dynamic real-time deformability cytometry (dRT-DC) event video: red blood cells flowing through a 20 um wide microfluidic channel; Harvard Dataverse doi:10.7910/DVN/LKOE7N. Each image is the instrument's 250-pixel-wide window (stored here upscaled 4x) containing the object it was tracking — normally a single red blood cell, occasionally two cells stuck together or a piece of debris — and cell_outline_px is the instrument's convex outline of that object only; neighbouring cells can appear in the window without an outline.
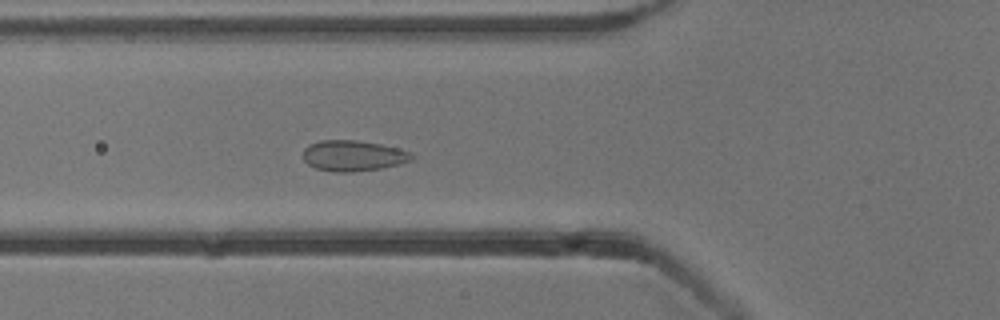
{"species": "common noctule bat (a hibernating species)", "species_latin": "Nyctalus noctula", "temperature_condition": "cold", "stored_images_in_passage": 53, "camera_frame_rate_fps": 3000, "um_per_image_px": 0.085, "animal": {"sex": "male", "body_mass_g": 13.3}, "frame": {"image": 1, "passage_image": 19, "time_ms": 6.0, "image_size_px": [1000, 320], "cell_outline_px": [[412, 160], [400, 164], [380, 168], [352, 172], [332, 172], [316, 168], [308, 164], [304, 160], [304, 148], [308, 144], [320, 140], [356, 140], [380, 144], [412, 152]], "centroid_in_image_um": [30.0, 13.23], "position_along_channel_um": 95.8, "area_um2": 19.42}}
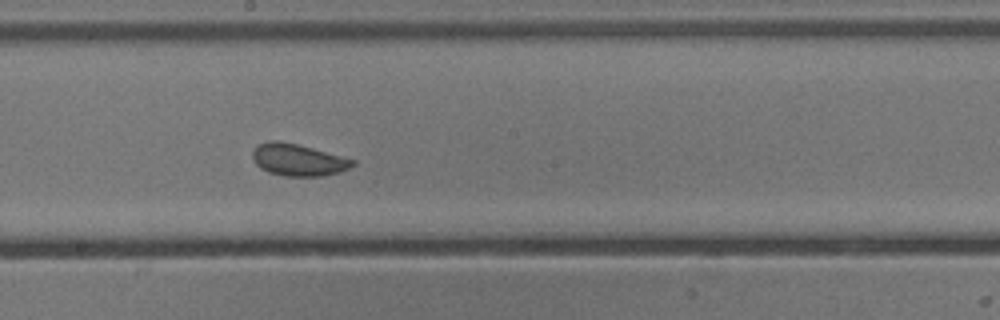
{"frame": {"image": 2, "passage_image": 29, "time_ms": 9.333, "image_size_px": [1000, 320], "cell_outline_px": [[356, 164], [340, 172], [320, 176], [284, 176], [268, 172], [260, 168], [256, 164], [252, 156], [252, 152], [256, 144], [272, 140], [276, 140], [296, 144], [312, 148], [356, 160]], "centroid_in_image_um": [25.31, 13.59], "position_along_channel_um": 222.9, "area_um2": 18.61}}
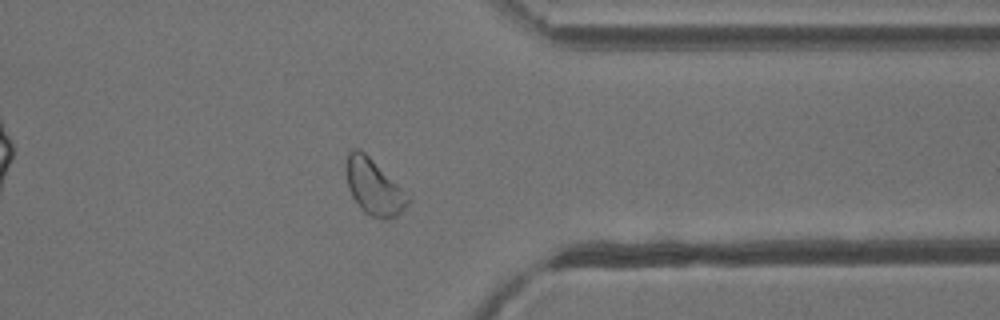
{"frame": {"image": 3, "passage_image": 42, "time_ms": 13.667, "image_size_px": [1000, 320], "cell_outline_px": [[412, 200], [396, 216], [384, 220], [372, 216], [364, 212], [360, 208], [352, 196], [348, 188], [344, 172], [344, 164], [348, 152], [352, 148], [356, 148], [364, 152], [412, 196]], "centroid_in_image_um": [31.77, 15.88], "position_along_channel_um": 379.6, "area_um2": 20.52}}